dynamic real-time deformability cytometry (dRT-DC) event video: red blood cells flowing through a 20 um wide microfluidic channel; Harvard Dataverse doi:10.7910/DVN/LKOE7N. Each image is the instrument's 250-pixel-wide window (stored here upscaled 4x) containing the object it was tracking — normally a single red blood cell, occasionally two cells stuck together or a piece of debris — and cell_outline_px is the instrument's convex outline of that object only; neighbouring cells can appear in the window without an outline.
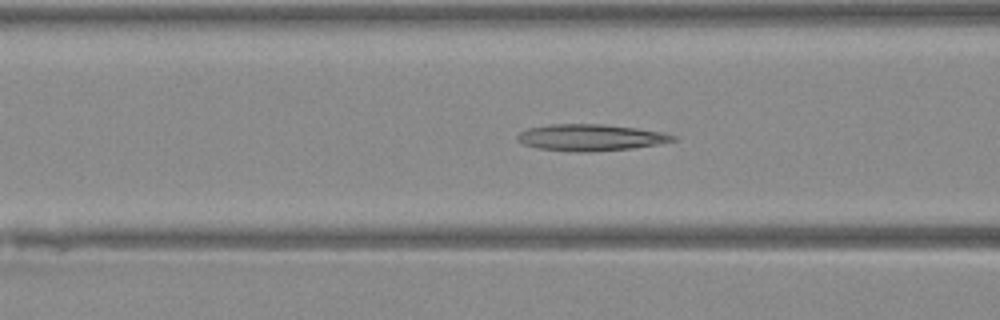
{"species": "Egyptian fruit bat (a non-hibernating species)", "species_latin": "Rousettus aegyptiacus", "temperature_condition": "warm", "stored_images_in_passage": 43, "camera_frame_rate_fps": 3000, "um_per_image_px": 0.085, "animal": {"sex": "female"}, "frame": {"image": 1, "passage_image": 13, "time_ms": 4.0, "image_size_px": [1000, 320], "cell_outline_px": [[676, 140], [660, 144], [632, 148], [584, 152], [536, 148], [524, 144], [516, 140], [516, 136], [520, 132], [528, 128], [548, 124], [604, 124], [636, 128], [664, 132], [676, 136]], "centroid_in_image_um": [50.2, 11.68], "position_along_channel_um": 116.4, "area_um2": 24.04}}
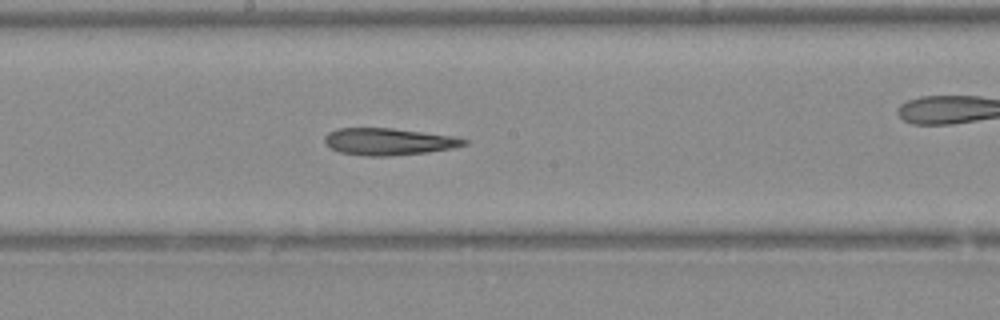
{"frame": {"image": 2, "passage_image": 20, "time_ms": 6.333, "image_size_px": [1000, 320], "cell_outline_px": [[468, 144], [452, 148], [428, 152], [388, 156], [364, 156], [340, 152], [328, 148], [324, 140], [324, 136], [328, 132], [340, 128], [392, 128], [456, 136], [468, 140]], "centroid_in_image_um": [33.03, 12.04], "position_along_channel_um": 215.2, "area_um2": 22.08}}
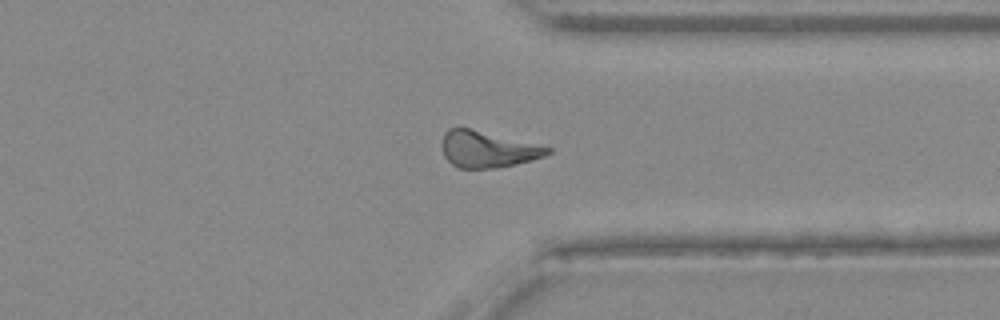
{"frame": {"image": 3, "passage_image": 31, "time_ms": 10.0, "image_size_px": [1000, 320], "cell_outline_px": [[552, 152], [544, 156], [532, 160], [516, 164], [496, 168], [460, 168], [452, 164], [444, 156], [444, 132], [448, 128], [468, 128], [552, 148]], "centroid_in_image_um": [41.46, 12.7], "position_along_channel_um": 369.9, "area_um2": 21.85}}